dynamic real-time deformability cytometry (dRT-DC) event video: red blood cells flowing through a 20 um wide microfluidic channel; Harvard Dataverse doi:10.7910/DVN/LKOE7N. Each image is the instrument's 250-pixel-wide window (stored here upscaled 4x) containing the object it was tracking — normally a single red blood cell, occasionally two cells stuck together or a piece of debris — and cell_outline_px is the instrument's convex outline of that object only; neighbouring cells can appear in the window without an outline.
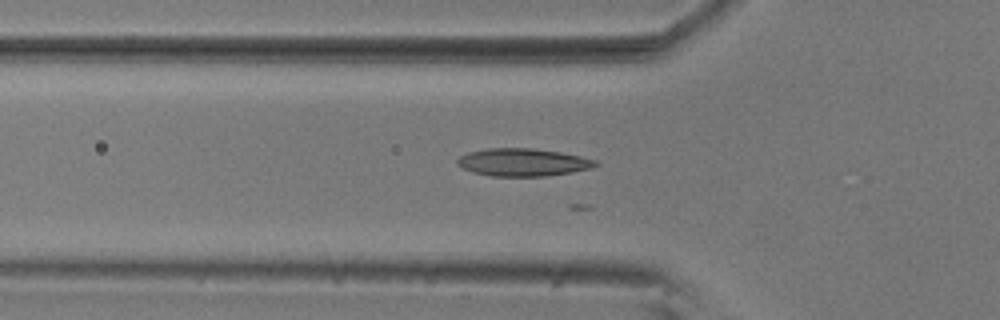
{"species": "common noctule bat (a hibernating species)", "species_latin": "Nyctalus noctula", "temperature_condition": "room temperature", "stored_images_in_passage": 28, "camera_frame_rate_fps": 3000, "um_per_image_px": 0.085, "animal": {"sex": "male", "body_mass_g": 20.5, "forearm_length_mm": 52.5}, "frame": {"image": 1, "passage_image": 18, "time_ms": 5.667, "image_size_px": [1000, 320], "cell_outline_px": [[600, 164], [592, 168], [572, 172], [544, 176], [492, 176], [472, 172], [456, 164], [456, 160], [460, 156], [468, 152], [488, 148], [532, 148], [560, 152], [580, 156], [596, 160]], "centroid_in_image_um": [44.45, 13.79], "position_along_channel_um": 81.4, "area_um2": 22.31}}
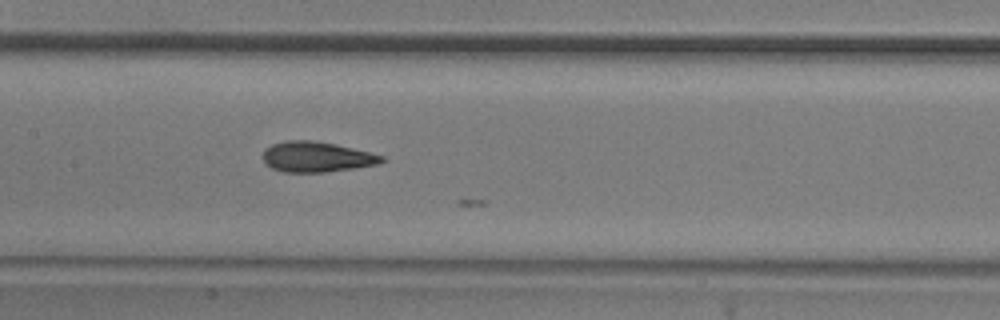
{"frame": {"image": 2, "passage_image": 26, "time_ms": 8.333, "image_size_px": [1000, 320], "cell_outline_px": [[388, 160], [380, 164], [356, 168], [324, 172], [284, 172], [272, 168], [264, 164], [264, 148], [272, 144], [284, 140], [312, 140], [336, 144], [384, 156]], "centroid_in_image_um": [26.92, 13.33], "position_along_channel_um": 180.5, "area_um2": 21.21}}